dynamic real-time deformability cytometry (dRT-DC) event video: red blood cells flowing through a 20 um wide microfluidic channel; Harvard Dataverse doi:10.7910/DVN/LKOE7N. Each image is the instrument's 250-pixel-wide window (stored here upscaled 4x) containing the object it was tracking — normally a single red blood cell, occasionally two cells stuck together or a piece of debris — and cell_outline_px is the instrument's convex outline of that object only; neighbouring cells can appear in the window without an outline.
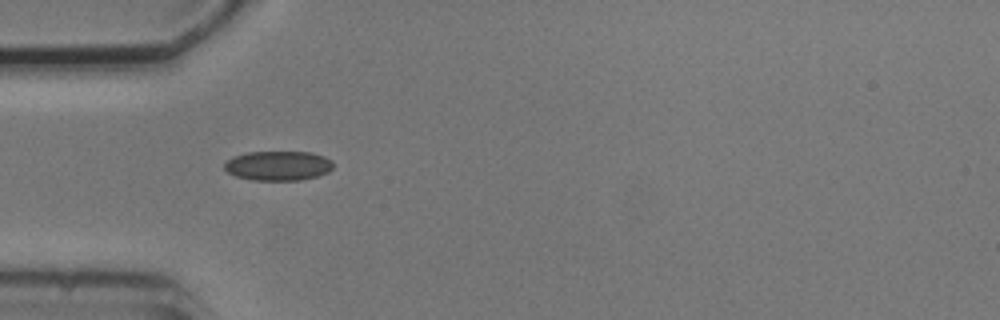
{"species": "common noctule bat (a hibernating species)", "species_latin": "Nyctalus noctula", "temperature_condition": "cold", "stored_images_in_passage": 3, "camera_frame_rate_fps": 3000, "um_per_image_px": 0.085, "animal": {"sex": "male", "body_mass_g": 20.5, "forearm_length_mm": 52.5}, "frame": {"image": 1, "passage_image": 2, "time_ms": 1.333, "image_size_px": [1000, 320], "cell_outline_px": [[332, 168], [328, 172], [316, 176], [300, 180], [252, 180], [236, 176], [228, 172], [224, 168], [224, 164], [232, 156], [248, 152], [312, 152], [324, 156], [332, 160]], "centroid_in_image_um": [23.64, 14.08], "position_along_channel_um": 61.4, "area_um2": 18.73}}
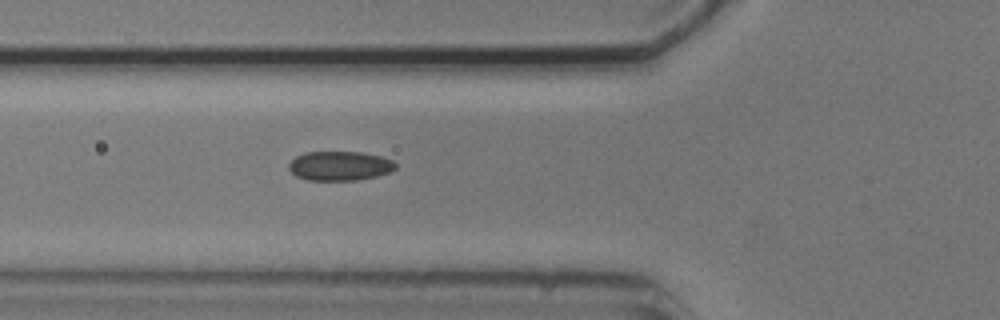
{"frame": {"image": 2, "passage_image": 3, "time_ms": 2.333, "image_size_px": [1000, 320], "cell_outline_px": [[396, 168], [388, 172], [376, 176], [356, 180], [308, 180], [296, 176], [288, 168], [288, 164], [296, 156], [304, 152], [360, 152], [380, 156], [392, 160], [396, 164]], "centroid_in_image_um": [28.85, 14.09], "position_along_channel_um": 96.9, "area_um2": 18.15}}